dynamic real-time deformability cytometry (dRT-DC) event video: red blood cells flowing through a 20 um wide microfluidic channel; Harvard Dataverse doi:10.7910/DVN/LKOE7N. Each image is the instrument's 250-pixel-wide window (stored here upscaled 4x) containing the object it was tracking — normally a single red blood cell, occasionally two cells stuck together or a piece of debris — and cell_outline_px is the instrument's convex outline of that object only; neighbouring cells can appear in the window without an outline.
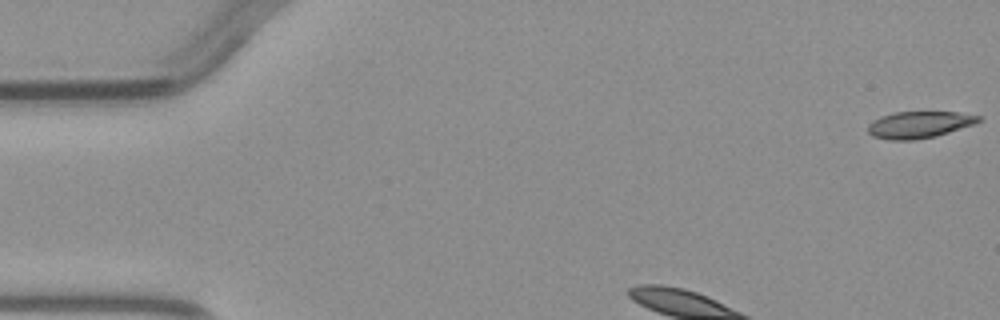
{"species": "common noctule bat (a hibernating species)", "species_latin": "Nyctalus noctula", "temperature_condition": "warm", "stored_images_in_passage": 4, "camera_frame_rate_fps": 3000, "um_per_image_px": 0.085, "animal": {"sex": "male", "body_mass_g": 23.1, "forearm_length_mm": 52.7}, "frame": {"image": 1, "passage_image": 1, "time_ms": 0.0, "image_size_px": [1000, 320], "cell_outline_px": [[984, 120], [976, 124], [936, 136], [912, 140], [892, 140], [872, 136], [868, 132], [868, 124], [872, 120], [880, 116], [892, 112], [960, 112], [984, 116]], "centroid_in_image_um": [78.19, 10.58], "position_along_channel_um": 6.8, "area_um2": 17.57}}
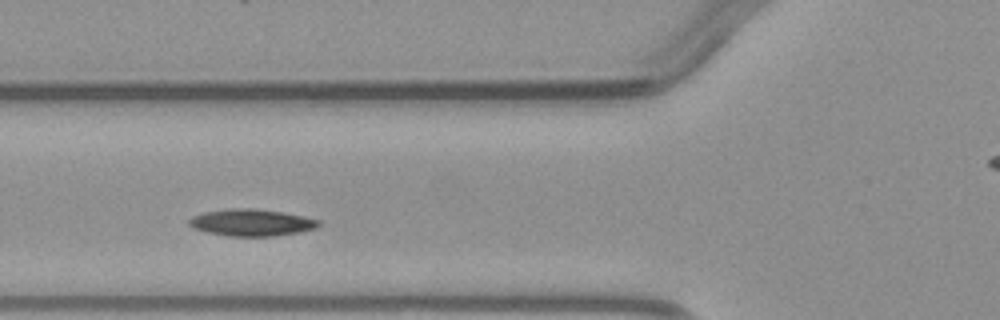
{"frame": {"image": 2, "passage_image": 4, "time_ms": 3.333, "image_size_px": [1000, 320], "cell_outline_px": [[320, 224], [316, 228], [300, 232], [272, 236], [228, 236], [208, 232], [192, 228], [188, 224], [188, 220], [192, 216], [204, 212], [232, 208], [252, 208], [280, 212], [320, 220]], "centroid_in_image_um": [21.34, 18.92], "position_along_channel_um": 104.5, "area_um2": 20.11}}